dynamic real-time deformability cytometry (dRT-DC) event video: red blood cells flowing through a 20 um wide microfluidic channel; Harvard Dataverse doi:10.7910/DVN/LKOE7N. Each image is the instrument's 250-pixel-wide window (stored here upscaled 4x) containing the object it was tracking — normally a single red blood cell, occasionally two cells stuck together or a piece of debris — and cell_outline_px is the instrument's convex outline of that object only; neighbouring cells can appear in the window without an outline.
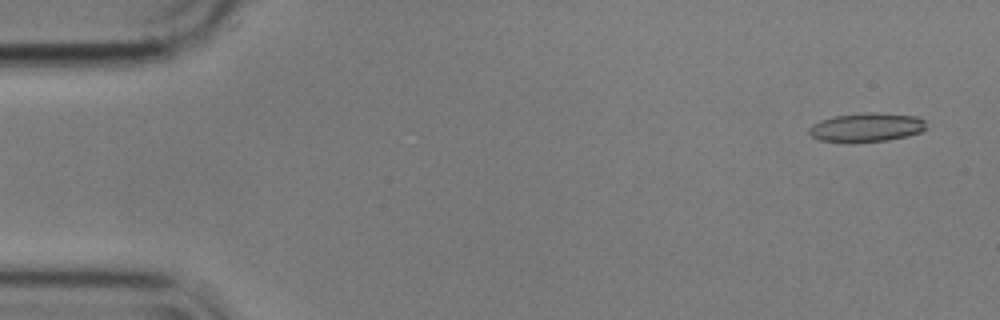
{"species": "common noctule bat (a hibernating species)", "species_latin": "Nyctalus noctula", "temperature_condition": "cold", "stored_images_in_passage": 4, "camera_frame_rate_fps": 3000, "um_per_image_px": 0.085, "animal": {"sex": "male", "body_mass_g": 17.9}, "frame": {"image": 1, "passage_image": 1, "time_ms": 0.0, "image_size_px": [1000, 320], "cell_outline_px": [[924, 128], [920, 132], [908, 136], [888, 140], [820, 140], [812, 136], [808, 132], [808, 128], [812, 124], [820, 120], [836, 116], [864, 112], [876, 112], [916, 116], [924, 120]], "centroid_in_image_um": [73.66, 10.78], "position_along_channel_um": 11.3, "area_um2": 19.07}}